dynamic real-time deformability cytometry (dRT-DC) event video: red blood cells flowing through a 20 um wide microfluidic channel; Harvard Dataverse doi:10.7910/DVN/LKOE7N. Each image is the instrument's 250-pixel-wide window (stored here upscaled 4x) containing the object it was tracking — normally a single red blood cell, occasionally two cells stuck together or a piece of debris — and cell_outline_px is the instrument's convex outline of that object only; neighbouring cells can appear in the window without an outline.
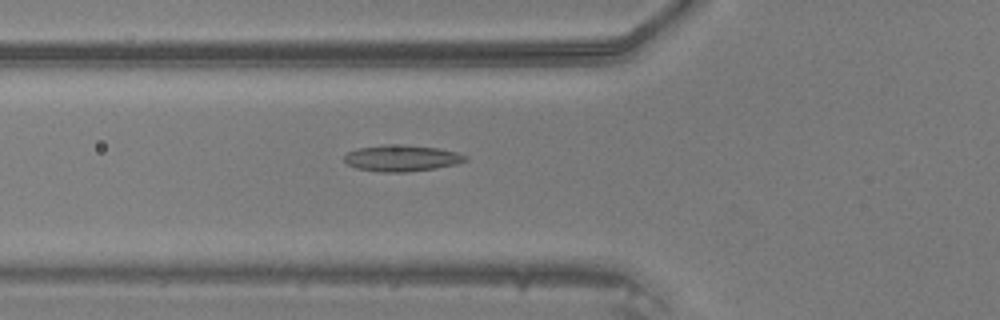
{"species": "common noctule bat (a hibernating species)", "species_latin": "Nyctalus noctula", "temperature_condition": "warm", "stored_images_in_passage": 48, "camera_frame_rate_fps": 3000, "um_per_image_px": 0.085, "animal": {"sex": "male", "body_mass_g": 20.5, "forearm_length_mm": 52.5}, "frame": {"image": 1, "passage_image": 18, "time_ms": 5.667, "image_size_px": [1000, 320], "cell_outline_px": [[468, 160], [456, 164], [436, 168], [408, 172], [380, 172], [356, 168], [348, 164], [344, 160], [344, 156], [348, 152], [356, 148], [384, 144], [404, 144], [440, 148], [456, 152], [468, 156]], "centroid_in_image_um": [34.15, 13.43], "position_along_channel_um": 91.6, "area_um2": 18.84}}
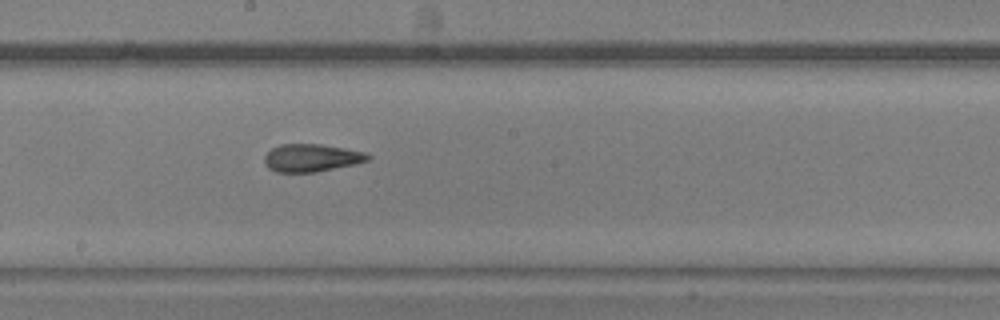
{"frame": {"image": 2, "passage_image": 27, "time_ms": 8.667, "image_size_px": [1000, 320], "cell_outline_px": [[372, 156], [368, 160], [356, 164], [316, 172], [276, 172], [268, 168], [264, 164], [264, 156], [272, 148], [280, 144], [320, 144], [344, 148], [364, 152]], "centroid_in_image_um": [26.46, 13.42], "position_along_channel_um": 221.7, "area_um2": 16.76}}
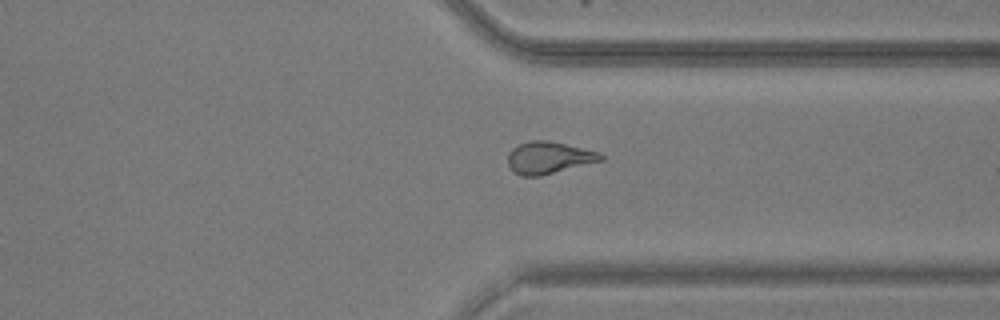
{"frame": {"image": 3, "passage_image": 37, "time_ms": 12.0, "image_size_px": [1000, 320], "cell_outline_px": [[604, 160], [540, 176], [520, 176], [512, 172], [508, 164], [508, 152], [512, 148], [520, 144], [532, 140], [548, 140], [600, 152], [604, 156]], "centroid_in_image_um": [46.63, 13.41], "position_along_channel_um": 364.8, "area_um2": 17.46}}